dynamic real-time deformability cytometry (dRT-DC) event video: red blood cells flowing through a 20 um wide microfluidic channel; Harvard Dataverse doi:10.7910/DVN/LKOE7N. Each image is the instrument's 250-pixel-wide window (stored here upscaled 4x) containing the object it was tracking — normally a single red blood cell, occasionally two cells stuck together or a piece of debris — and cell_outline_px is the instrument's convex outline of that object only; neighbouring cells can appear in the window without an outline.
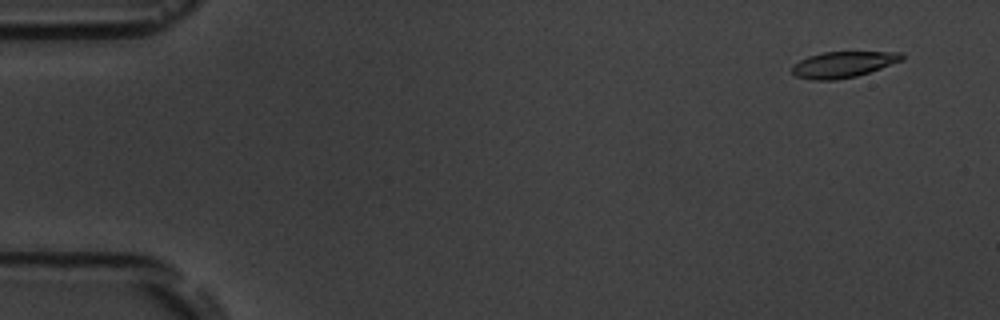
{"species": "common noctule bat (a hibernating species)", "species_latin": "Nyctalus noctula", "temperature_condition": "room temperature", "stored_images_in_passage": 4, "camera_frame_rate_fps": 3000, "um_per_image_px": 0.085, "animal": {"sex": "male", "body_mass_g": 19.5, "forearm_length_mm": 54.6}, "frame": {"image": 1, "passage_image": 1, "time_ms": 0.0, "image_size_px": [1000, 320], "cell_outline_px": [[904, 60], [856, 76], [836, 80], [812, 80], [796, 76], [792, 72], [792, 64], [808, 56], [824, 52], [900, 52], [904, 56]], "centroid_in_image_um": [71.64, 5.48], "position_along_channel_um": 13.4, "area_um2": 16.59}}